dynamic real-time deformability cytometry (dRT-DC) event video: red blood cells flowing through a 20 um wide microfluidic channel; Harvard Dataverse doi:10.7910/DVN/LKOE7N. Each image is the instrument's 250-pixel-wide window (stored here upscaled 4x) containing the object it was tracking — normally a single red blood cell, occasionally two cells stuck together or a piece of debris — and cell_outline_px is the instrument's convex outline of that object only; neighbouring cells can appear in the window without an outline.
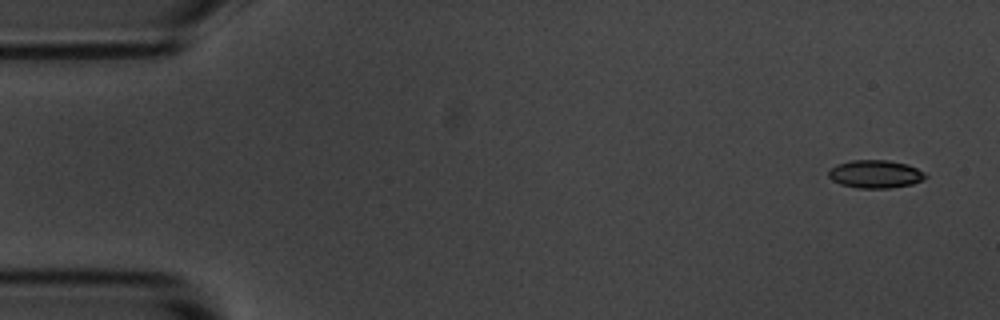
{"species": "common noctule bat (a hibernating species)", "species_latin": "Nyctalus noctula", "temperature_condition": "room temperature", "stored_images_in_passage": 8, "camera_frame_rate_fps": 3000, "um_per_image_px": 0.085, "animal": {"sex": "male", "body_mass_g": 20.1, "forearm_length_mm": 53.5}, "frame": {"image": 1, "passage_image": 1, "time_ms": 0.0, "image_size_px": [1000, 320], "cell_outline_px": [[928, 176], [924, 180], [912, 184], [888, 188], [856, 188], [840, 184], [832, 180], [828, 176], [828, 172], [836, 164], [852, 160], [888, 160], [908, 164], [924, 172]], "centroid_in_image_um": [74.41, 14.79], "position_along_channel_um": 10.6, "area_um2": 15.9}}
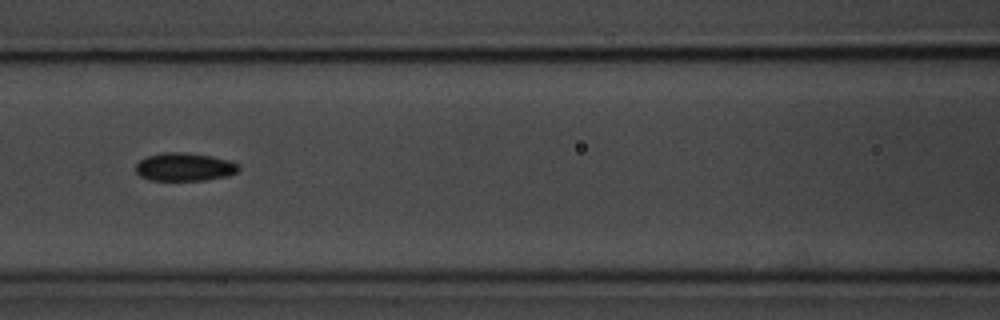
{"frame": {"image": 2, "passage_image": 7, "time_ms": 7.0, "image_size_px": [1000, 320], "cell_outline_px": [[240, 168], [236, 172], [228, 176], [204, 180], [148, 180], [140, 176], [136, 172], [136, 164], [140, 160], [148, 156], [164, 152], [184, 152], [212, 156], [228, 160], [240, 164]], "centroid_in_image_um": [15.69, 14.19], "position_along_channel_um": 150.9, "area_um2": 16.94}}
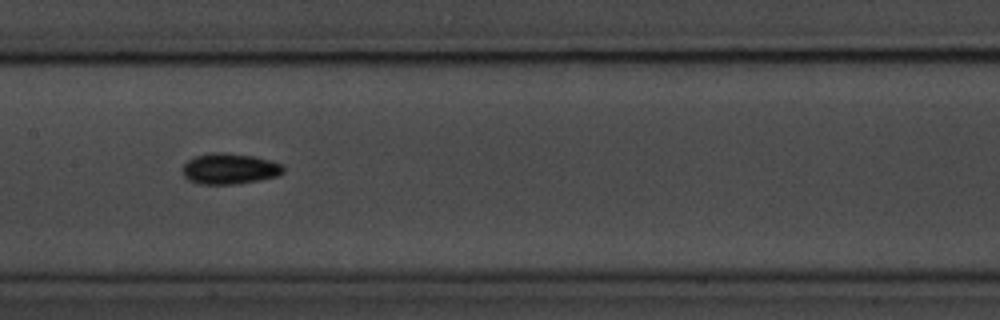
{"frame": {"image": 3, "passage_image": 8, "time_ms": 8.0, "image_size_px": [1000, 320], "cell_outline_px": [[284, 172], [280, 176], [260, 180], [236, 184], [200, 184], [188, 180], [184, 176], [184, 164], [188, 160], [196, 156], [216, 152], [220, 152], [252, 156], [284, 164]], "centroid_in_image_um": [19.56, 14.36], "position_along_channel_um": 187.8, "area_um2": 18.03}}